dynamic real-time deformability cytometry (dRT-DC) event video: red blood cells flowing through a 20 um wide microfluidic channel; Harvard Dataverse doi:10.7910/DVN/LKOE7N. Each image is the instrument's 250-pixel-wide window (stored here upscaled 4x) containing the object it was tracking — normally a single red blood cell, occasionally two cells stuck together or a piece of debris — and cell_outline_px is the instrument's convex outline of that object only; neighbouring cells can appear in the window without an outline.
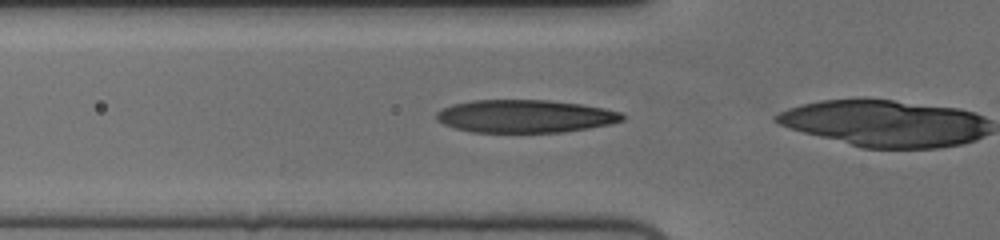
{"species": "human", "species_latin": "Homo sapiens", "temperature_condition": "cold", "stored_images_in_passage": 21, "camera_frame_rate_fps": 3000, "um_per_image_px": 0.085, "donor": {"sex": "female"}, "frame": {"image": 1, "passage_image": 16, "time_ms": 5.0, "image_size_px": [1000, 240], "cell_outline_px": [[624, 120], [608, 124], [588, 128], [564, 132], [472, 132], [456, 128], [444, 124], [436, 120], [436, 112], [452, 104], [472, 100], [548, 100], [580, 104], [604, 108], [620, 112], [624, 116]], "centroid_in_image_um": [44.61, 9.87], "position_along_channel_um": 81.2, "area_um2": 35.49}}
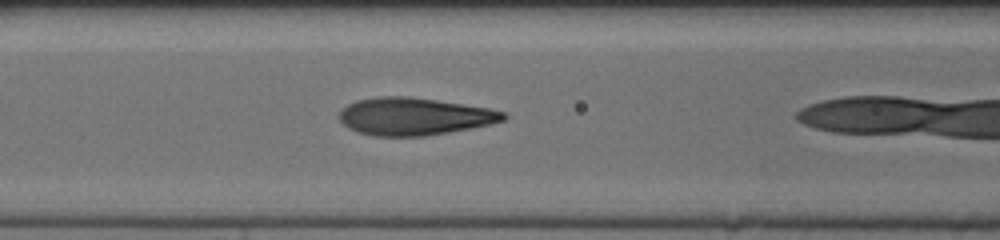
{"frame": {"image": 2, "passage_image": 20, "time_ms": 6.333, "image_size_px": [1000, 240], "cell_outline_px": [[508, 116], [504, 120], [488, 124], [448, 132], [424, 136], [376, 136], [356, 132], [348, 128], [340, 120], [340, 112], [348, 104], [356, 100], [380, 96], [408, 96], [436, 100], [488, 108], [508, 112]], "centroid_in_image_um": [35.2, 9.89], "position_along_channel_um": 131.4, "area_um2": 35.6}}